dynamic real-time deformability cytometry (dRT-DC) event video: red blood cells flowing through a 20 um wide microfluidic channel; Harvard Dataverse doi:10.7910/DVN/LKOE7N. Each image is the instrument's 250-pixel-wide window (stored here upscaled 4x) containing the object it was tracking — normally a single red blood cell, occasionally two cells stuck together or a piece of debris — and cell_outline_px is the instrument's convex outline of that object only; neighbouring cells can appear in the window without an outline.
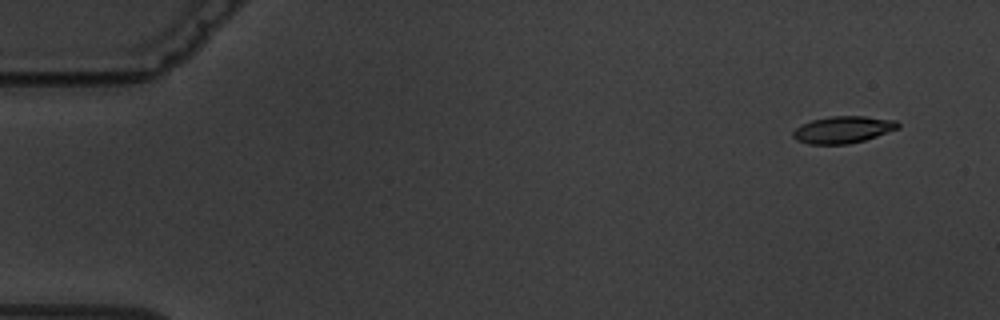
{"species": "common noctule bat (a hibernating species)", "species_latin": "Nyctalus noctula", "temperature_condition": "warm", "stored_images_in_passage": 7, "camera_frame_rate_fps": 3000, "um_per_image_px": 0.085, "animal": {"sex": "male", "body_mass_g": 19.5, "forearm_length_mm": 54.6}, "frame": {"image": 1, "passage_image": 1, "time_ms": 0.0, "image_size_px": [1000, 320], "cell_outline_px": [[900, 128], [864, 140], [848, 144], [808, 144], [796, 140], [792, 136], [792, 132], [800, 124], [812, 120], [832, 116], [864, 116], [896, 120], [900, 124]], "centroid_in_image_um": [71.64, 11.02], "position_along_channel_um": 13.4, "area_um2": 16.53}}
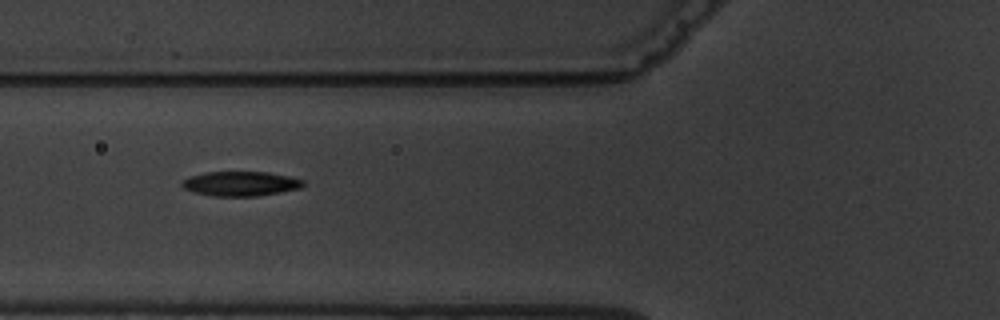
{"frame": {"image": 2, "passage_image": 5, "time_ms": 6.0, "image_size_px": [1000, 320], "cell_outline_px": [[304, 184], [300, 188], [280, 192], [256, 196], [212, 196], [192, 192], [184, 188], [180, 184], [180, 180], [204, 172], [268, 172], [288, 176], [304, 180]], "centroid_in_image_um": [20.41, 15.61], "position_along_channel_um": 105.4, "area_um2": 17.4}}
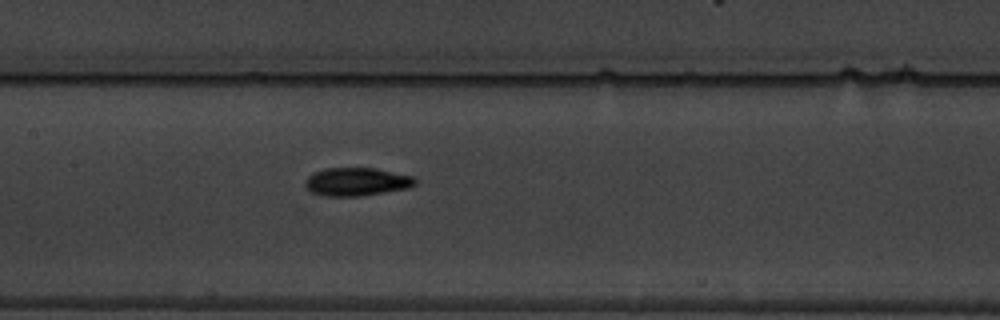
{"frame": {"image": 3, "passage_image": 7, "time_ms": 8.0, "image_size_px": [1000, 320], "cell_outline_px": [[416, 184], [408, 188], [360, 196], [320, 196], [304, 188], [304, 180], [312, 172], [324, 168], [376, 168], [416, 176]], "centroid_in_image_um": [30.28, 15.44], "position_along_channel_um": 177.1, "area_um2": 18.44}}